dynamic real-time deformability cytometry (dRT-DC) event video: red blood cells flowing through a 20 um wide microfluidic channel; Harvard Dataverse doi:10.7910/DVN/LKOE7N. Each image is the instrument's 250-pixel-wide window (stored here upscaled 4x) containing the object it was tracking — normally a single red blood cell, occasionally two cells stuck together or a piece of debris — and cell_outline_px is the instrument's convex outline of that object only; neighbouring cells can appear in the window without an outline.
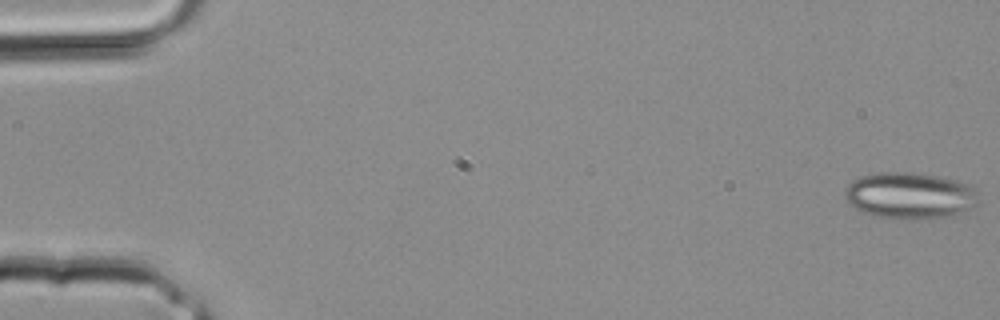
{"species": "common noctule bat (a hibernating species)", "species_latin": "Nyctalus noctula", "temperature_condition": "room temperature", "stored_images_in_passage": 3, "camera_frame_rate_fps": 3000, "um_per_image_px": 0.085, "animal": {"sex": "male", "body_mass_g": 20.4}, "frame": {"image": 1, "passage_image": 1, "time_ms": 0.0, "image_size_px": [1000, 320], "cell_outline_px": [[980, 204], [972, 208], [924, 220], [904, 220], [872, 216], [860, 212], [848, 204], [844, 196], [844, 188], [852, 180], [876, 172], [912, 172], [940, 176], [972, 184], [980, 192]], "centroid_in_image_um": [77.34, 16.62], "position_along_channel_um": 7.7, "area_um2": 37.11}}